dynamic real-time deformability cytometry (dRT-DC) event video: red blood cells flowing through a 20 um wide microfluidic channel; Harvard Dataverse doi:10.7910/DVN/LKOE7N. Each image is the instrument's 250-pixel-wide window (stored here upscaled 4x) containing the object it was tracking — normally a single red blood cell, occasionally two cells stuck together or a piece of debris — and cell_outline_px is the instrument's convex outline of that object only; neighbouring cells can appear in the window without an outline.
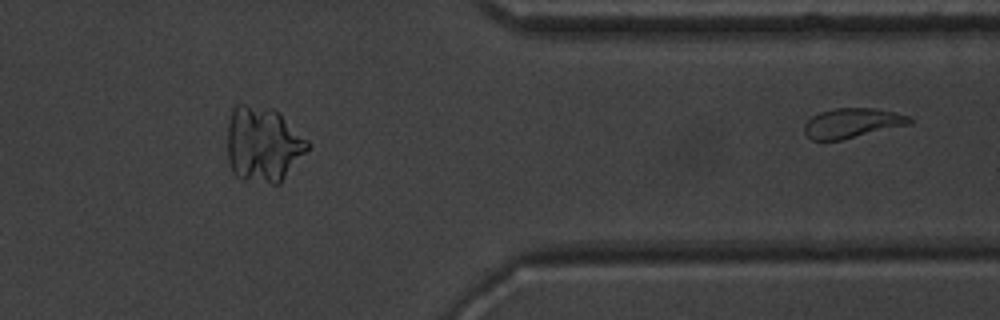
{"species": "common noctule bat (a hibernating species)", "species_latin": "Nyctalus noctula", "temperature_condition": "warm", "stored_images_in_passage": 29, "segment_of_instrument_passage": [2, 2], "camera_frame_rate_fps": 3000, "um_per_image_px": 0.085, "animal": {"sex": "male", "body_mass_g": 20.1, "forearm_length_mm": 53.5}, "frame": {"image": 1, "passage_image": 29, "time_ms": 9.333, "image_size_px": [1000, 320], "cell_outline_px": [[912, 124], [840, 140], [812, 140], [804, 132], [804, 124], [812, 116], [820, 112], [836, 108], [872, 108], [896, 112], [908, 116], [912, 120]], "centroid_in_image_um": [72.44, 10.46], "position_along_channel_um": 339.0, "area_um2": 18.15}}